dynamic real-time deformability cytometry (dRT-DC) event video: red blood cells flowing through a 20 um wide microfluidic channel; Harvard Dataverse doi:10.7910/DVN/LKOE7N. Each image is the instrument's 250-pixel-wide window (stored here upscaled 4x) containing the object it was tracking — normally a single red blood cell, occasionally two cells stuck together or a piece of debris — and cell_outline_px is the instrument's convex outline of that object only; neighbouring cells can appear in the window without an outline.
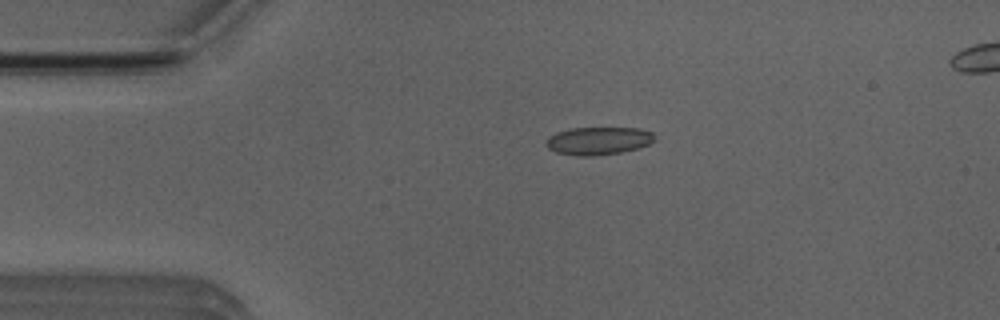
{"species": "Egyptian fruit bat (a non-hibernating species)", "species_latin": "Rousettus aegyptiacus", "temperature_condition": "room temperature", "stored_images_in_passage": 4, "camera_frame_rate_fps": 3000, "um_per_image_px": 0.085, "animal": {"sex": "male"}, "frame": {"image": 1, "passage_image": 2, "time_ms": 1.333, "image_size_px": [1000, 320], "cell_outline_px": [[656, 136], [648, 144], [636, 148], [620, 152], [592, 156], [580, 156], [556, 152], [548, 148], [544, 144], [548, 136], [556, 132], [568, 128], [640, 128], [652, 132]], "centroid_in_image_um": [50.81, 11.95], "position_along_channel_um": 34.2, "area_um2": 17.57}}